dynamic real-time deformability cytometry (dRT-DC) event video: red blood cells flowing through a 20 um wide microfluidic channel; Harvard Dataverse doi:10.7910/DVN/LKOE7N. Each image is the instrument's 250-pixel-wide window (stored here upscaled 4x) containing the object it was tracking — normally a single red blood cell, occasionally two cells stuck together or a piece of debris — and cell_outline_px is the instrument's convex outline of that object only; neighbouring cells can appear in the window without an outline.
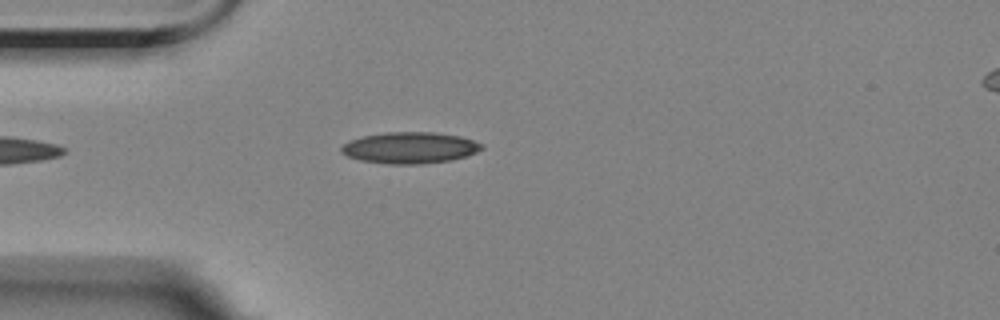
{"species": "Egyptian fruit bat (a non-hibernating species)", "species_latin": "Rousettus aegyptiacus", "temperature_condition": "room temperature", "stored_images_in_passage": 4, "segment_of_instrument_passage": [1, 2], "camera_frame_rate_fps": 3000, "um_per_image_px": 0.085, "animal": {"sex": "female"}, "frame": {"image": 1, "passage_image": 3, "time_ms": 2.667, "image_size_px": [1000, 320], "cell_outline_px": [[484, 148], [468, 156], [452, 160], [424, 164], [388, 164], [360, 160], [348, 156], [340, 152], [340, 148], [348, 140], [364, 136], [388, 132], [436, 132], [460, 136], [484, 144]], "centroid_in_image_um": [34.86, 12.56], "position_along_channel_um": 50.1, "area_um2": 25.84}}